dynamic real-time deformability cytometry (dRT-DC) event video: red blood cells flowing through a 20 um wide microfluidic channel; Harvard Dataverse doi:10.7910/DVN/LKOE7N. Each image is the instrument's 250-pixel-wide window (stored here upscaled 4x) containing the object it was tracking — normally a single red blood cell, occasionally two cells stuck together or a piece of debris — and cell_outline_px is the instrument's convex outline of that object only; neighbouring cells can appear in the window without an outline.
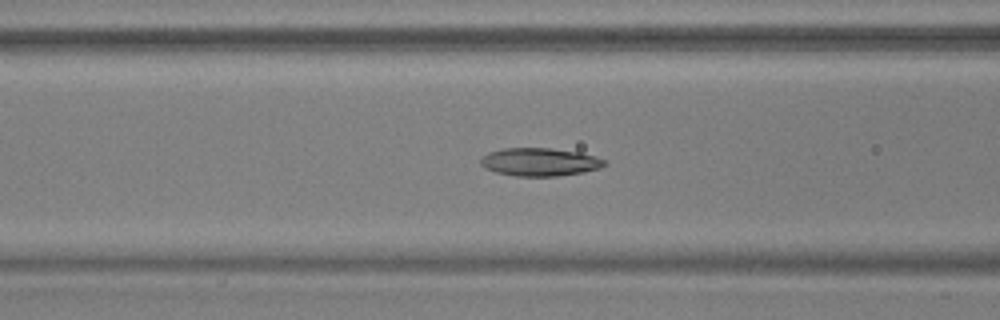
{"species": "common noctule bat (a hibernating species)", "species_latin": "Nyctalus noctula", "temperature_condition": "warm", "stored_images_in_passage": 47, "camera_frame_rate_fps": 3000, "um_per_image_px": 0.085, "animal": {"sex": "male", "body_mass_g": 17.9, "forearm_length_mm": 54.2}, "frame": {"image": 1, "passage_image": 13, "time_ms": 4.0, "image_size_px": [1000, 320], "cell_outline_px": [[608, 164], [600, 168], [584, 172], [556, 176], [516, 176], [496, 172], [484, 168], [480, 164], [480, 160], [488, 152], [504, 148], [552, 148], [580, 152], [604, 160]], "centroid_in_image_um": [45.87, 13.77], "position_along_channel_um": 120.7, "area_um2": 20.23}}
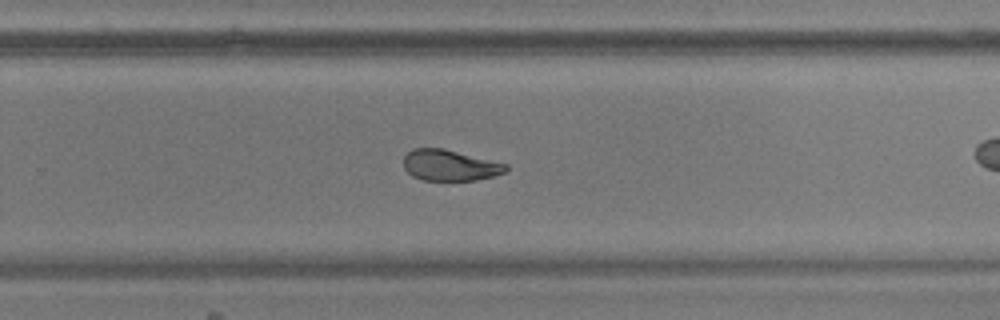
{"frame": {"image": 2, "passage_image": 27, "time_ms": 8.667, "image_size_px": [1000, 320], "cell_outline_px": [[508, 168], [504, 172], [492, 176], [476, 180], [424, 180], [412, 176], [404, 168], [404, 156], [412, 148], [444, 148], [508, 164]], "centroid_in_image_um": [38.22, 14.04], "position_along_channel_um": 291.6, "area_um2": 18.44}}
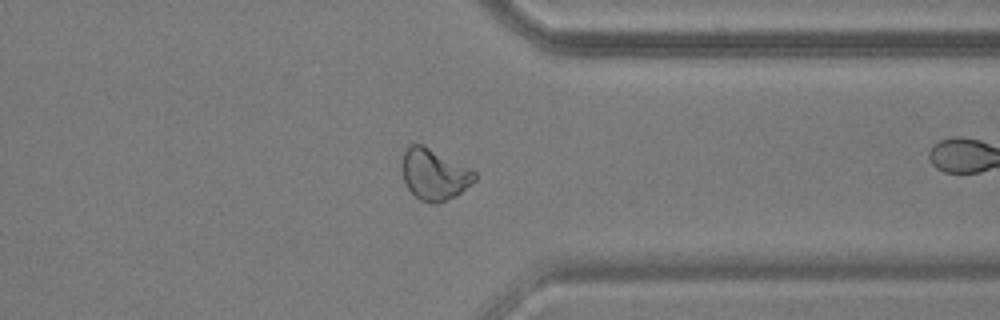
{"frame": {"image": 3, "passage_image": 34, "time_ms": 11.0, "image_size_px": [1000, 320], "cell_outline_px": [[476, 180], [456, 196], [436, 204], [420, 200], [408, 188], [404, 180], [400, 168], [400, 164], [404, 152], [408, 144], [424, 144], [472, 168], [476, 172]], "centroid_in_image_um": [36.91, 14.79], "position_along_channel_um": 374.5, "area_um2": 22.08}, "authors_computed_cell_mechanics": {"area_um2": 20.3456, "velocity_mm_per_s": 3.6629, "shape_relaxation_time_tau1_ms": 9.5285, "shape_relaxation_time_tau2_ms": 1.8976, "deformation_change_tau1": 0.225, "deformation_change_tau2": 0.0723}}